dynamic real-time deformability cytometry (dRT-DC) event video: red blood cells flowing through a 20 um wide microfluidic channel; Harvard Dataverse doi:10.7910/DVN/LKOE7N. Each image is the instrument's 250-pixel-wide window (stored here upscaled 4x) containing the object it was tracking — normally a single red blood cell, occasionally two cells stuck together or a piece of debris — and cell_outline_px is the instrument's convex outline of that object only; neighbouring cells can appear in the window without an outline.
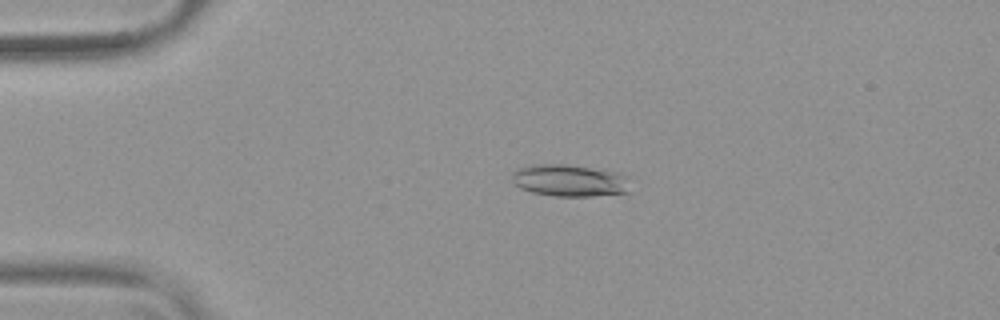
{"species": "common noctule bat (a hibernating species)", "species_latin": "Nyctalus noctula", "temperature_condition": "warm", "stored_images_in_passage": 54, "camera_frame_rate_fps": 3000, "um_per_image_px": 0.085, "animal": {"sex": "female", "body_mass_g": 19.9}, "frame": {"image": 1, "passage_image": 13, "time_ms": 4.0, "image_size_px": [1000, 320], "cell_outline_px": [[632, 192], [592, 196], [552, 196], [532, 192], [520, 188], [512, 184], [512, 172], [516, 168], [532, 164], [564, 164], [604, 168], [628, 176]], "centroid_in_image_um": [48.44, 15.33], "position_along_channel_um": 36.6, "area_um2": 22.83}}
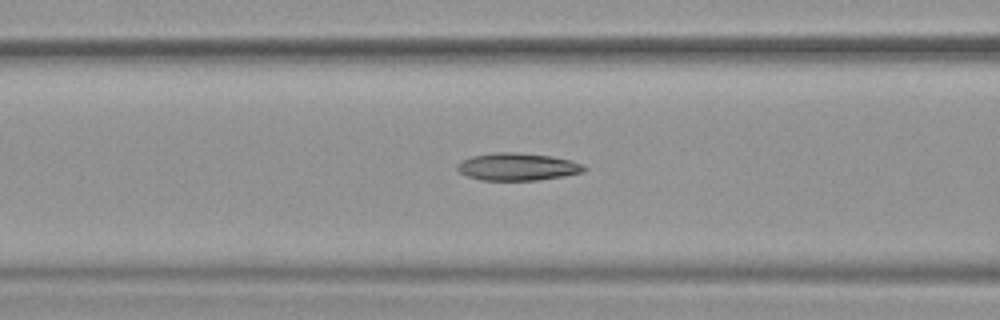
{"frame": {"image": 2, "passage_image": 23, "time_ms": 7.333, "image_size_px": [1000, 320], "cell_outline_px": [[588, 168], [584, 172], [564, 176], [540, 180], [480, 180], [468, 176], [460, 172], [456, 168], [456, 164], [460, 160], [472, 156], [492, 152], [520, 152], [552, 156], [572, 160], [584, 164]], "centroid_in_image_um": [44.01, 14.16], "position_along_channel_um": 122.6, "area_um2": 20.69}}
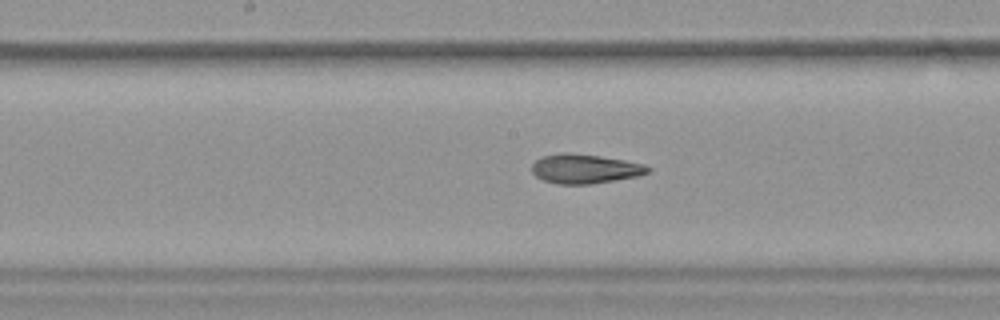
{"frame": {"image": 3, "passage_image": 29, "time_ms": 9.333, "image_size_px": [1000, 320], "cell_outline_px": [[652, 172], [640, 176], [592, 184], [556, 184], [544, 180], [536, 176], [532, 172], [532, 164], [540, 156], [564, 152], [572, 152], [600, 156], [624, 160], [644, 164], [652, 168]], "centroid_in_image_um": [49.75, 14.34], "position_along_channel_um": 198.5, "area_um2": 20.17}, "authors_computed_cell_mechanics": {"area_um2": 20.9236, "velocity_mm_per_s": 3.7951, "shape_relaxation_time_tau1_ms": null, "shape_relaxation_time_tau2_ms": 3.6624, "deformation_change_tau1": null, "deformation_change_tau2": 0.1184}}